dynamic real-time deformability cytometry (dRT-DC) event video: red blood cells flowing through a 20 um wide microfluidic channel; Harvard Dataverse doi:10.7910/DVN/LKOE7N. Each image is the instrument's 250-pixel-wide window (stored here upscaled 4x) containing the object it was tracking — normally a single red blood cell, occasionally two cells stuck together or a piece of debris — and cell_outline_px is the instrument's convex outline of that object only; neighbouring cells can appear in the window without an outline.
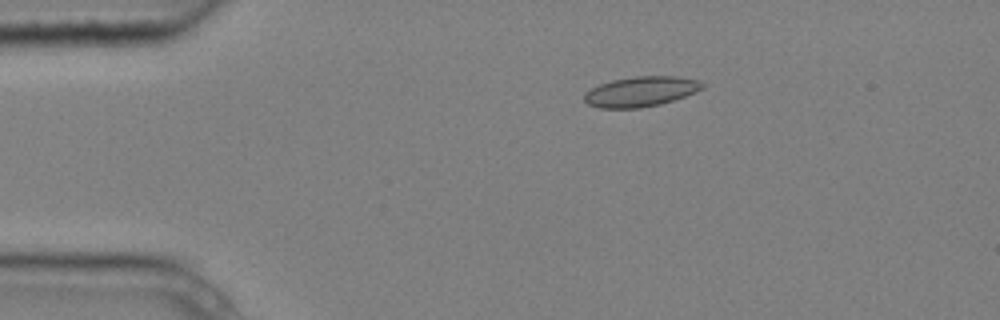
{"species": "common noctule bat (a hibernating species)", "species_latin": "Nyctalus noctula", "temperature_condition": "cold", "stored_images_in_passage": 6, "camera_frame_rate_fps": 3000, "um_per_image_px": 0.085, "animal": {"sex": "male", "body_mass_g": 20.4}, "frame": {"image": 1, "passage_image": 2, "time_ms": 0.333, "image_size_px": [1000, 320], "cell_outline_px": [[704, 88], [696, 92], [660, 104], [640, 108], [600, 108], [588, 104], [584, 100], [584, 92], [600, 84], [612, 80], [636, 76], [676, 76], [700, 80], [704, 84]], "centroid_in_image_um": [54.47, 7.78], "position_along_channel_um": 30.5, "area_um2": 20.69}}
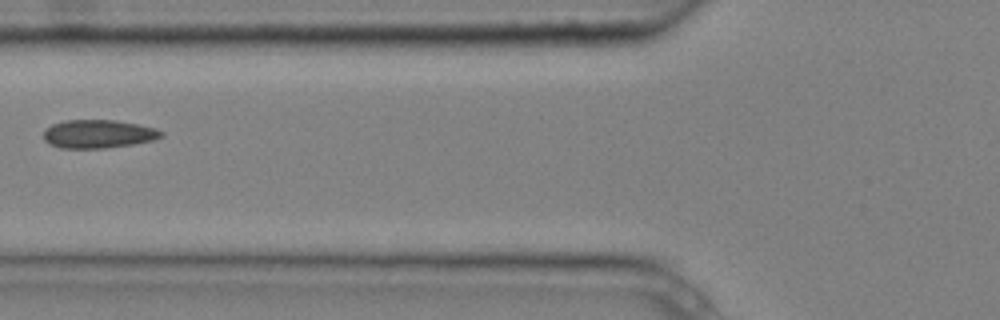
{"frame": {"image": 2, "passage_image": 5, "time_ms": 1.333, "image_size_px": [1000, 320], "cell_outline_px": [[164, 136], [152, 140], [132, 144], [104, 148], [60, 148], [48, 144], [44, 140], [44, 128], [52, 124], [64, 120], [116, 120], [156, 128], [164, 132]], "centroid_in_image_um": [8.32, 11.38], "position_along_channel_um": 117.5, "area_um2": 19.54}}
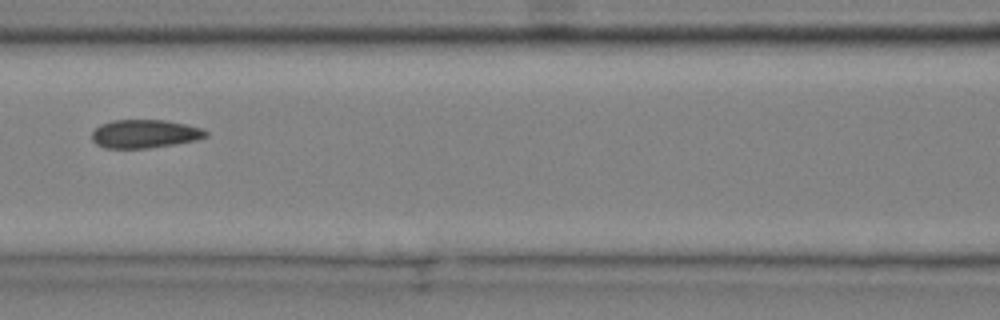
{"frame": {"image": 3, "passage_image": 6, "time_ms": 1.667, "image_size_px": [1000, 320], "cell_outline_px": [[208, 136], [196, 140], [148, 148], [104, 148], [96, 144], [92, 140], [92, 132], [100, 124], [112, 120], [164, 120], [204, 128], [208, 132]], "centroid_in_image_um": [12.29, 11.37], "position_along_channel_um": 154.3, "area_um2": 18.84}}